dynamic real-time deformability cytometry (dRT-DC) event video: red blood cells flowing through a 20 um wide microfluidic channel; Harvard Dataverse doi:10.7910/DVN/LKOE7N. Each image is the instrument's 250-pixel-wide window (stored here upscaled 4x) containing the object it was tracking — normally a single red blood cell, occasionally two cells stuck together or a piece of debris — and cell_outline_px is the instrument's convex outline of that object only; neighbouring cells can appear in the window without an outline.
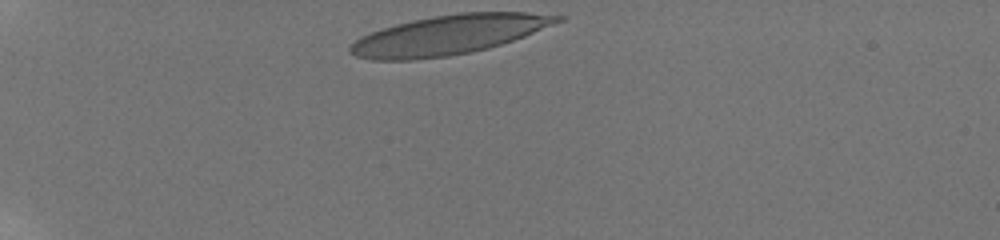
{"species": "human", "species_latin": "Homo sapiens", "temperature_condition": "room temperature", "stored_images_in_passage": 17, "camera_frame_rate_fps": 3000, "um_per_image_px": 0.085, "donor": {"sex": "male"}, "frame": {"image": 1, "passage_image": 1, "time_ms": 0.0, "image_size_px": [1000, 240], "cell_outline_px": [[568, 16], [564, 20], [524, 36], [488, 48], [448, 56], [412, 60], [372, 60], [356, 56], [348, 52], [348, 48], [360, 36], [396, 24], [432, 16], [460, 12], [524, 12]], "centroid_in_image_um": [38.15, 2.96], "position_along_channel_um": 46.9, "area_um2": 47.34}}
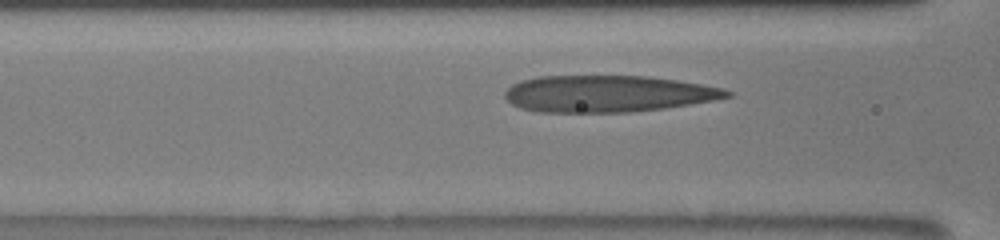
{"frame": {"image": 2, "passage_image": 9, "time_ms": 3.333, "image_size_px": [1000, 240], "cell_outline_px": [[732, 96], [712, 100], [664, 108], [628, 112], [536, 112], [520, 108], [512, 104], [504, 96], [504, 92], [512, 84], [520, 80], [540, 76], [648, 76], [676, 80], [724, 88], [732, 92]], "centroid_in_image_um": [51.62, 7.96], "position_along_channel_um": 115.0, "area_um2": 47.4}}
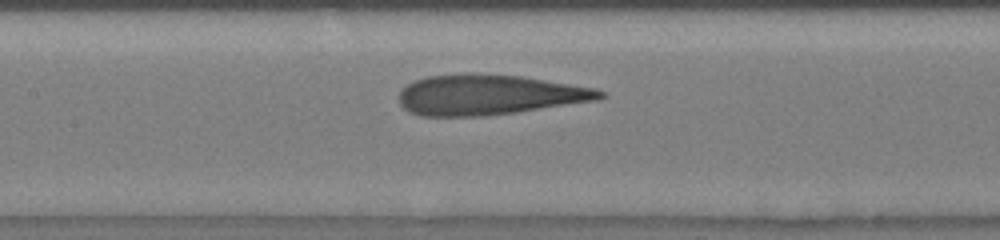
{"frame": {"image": 3, "passage_image": 13, "time_ms": 4.667, "image_size_px": [1000, 240], "cell_outline_px": [[608, 96], [600, 100], [516, 112], [484, 116], [420, 116], [408, 112], [400, 104], [400, 92], [408, 84], [416, 80], [428, 76], [464, 72], [472, 72], [520, 76], [596, 88], [604, 92]], "centroid_in_image_um": [41.58, 8.05], "position_along_channel_um": 165.8, "area_um2": 47.51}}